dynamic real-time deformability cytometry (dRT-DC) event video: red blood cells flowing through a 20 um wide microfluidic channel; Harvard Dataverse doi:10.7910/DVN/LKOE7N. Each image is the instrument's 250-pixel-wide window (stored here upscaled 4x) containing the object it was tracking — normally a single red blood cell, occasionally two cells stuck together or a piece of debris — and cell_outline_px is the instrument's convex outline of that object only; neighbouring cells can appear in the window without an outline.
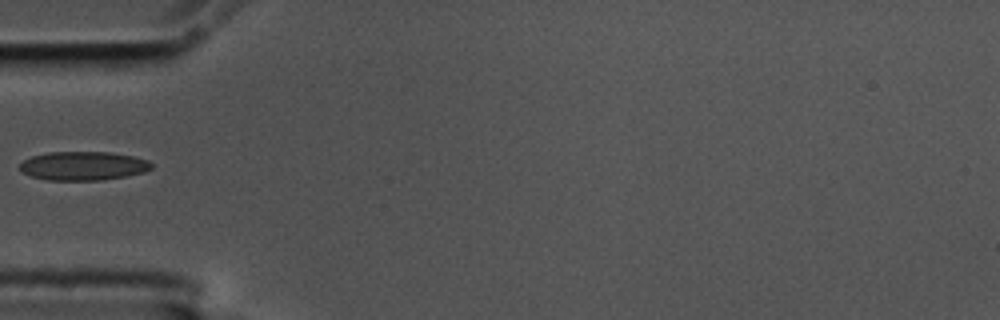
{"species": "common noctule bat (a hibernating species)", "species_latin": "Nyctalus noctula", "temperature_condition": "cold", "stored_images_in_passage": 20, "camera_frame_rate_fps": 3000, "um_per_image_px": 0.085, "animal": {"sex": "male", "body_mass_g": 17.5, "forearm_length_mm": 52.3}, "frame": {"image": 1, "passage_image": 1, "time_ms": 0.0, "image_size_px": [1000, 320], "cell_outline_px": [[152, 168], [144, 172], [124, 176], [100, 180], [48, 180], [32, 176], [20, 172], [20, 164], [24, 160], [32, 156], [48, 152], [108, 152], [132, 156], [148, 160], [152, 164]], "centroid_in_image_um": [7.06, 14.1], "position_along_channel_um": 77.9, "area_um2": 21.96}}
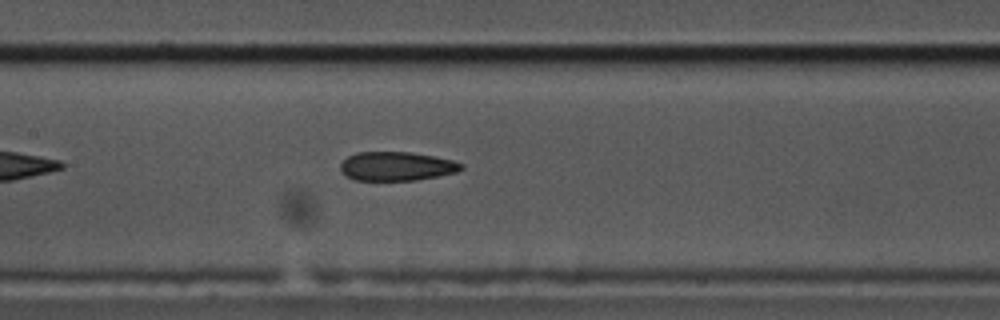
{"frame": {"image": 2, "passage_image": 9, "time_ms": 2.667, "image_size_px": [1000, 320], "cell_outline_px": [[464, 168], [456, 172], [416, 180], [356, 180], [348, 176], [340, 168], [340, 164], [348, 156], [356, 152], [408, 152], [432, 156], [452, 160], [464, 164]], "centroid_in_image_um": [33.72, 14.12], "position_along_channel_um": 173.7, "area_um2": 20.11}}
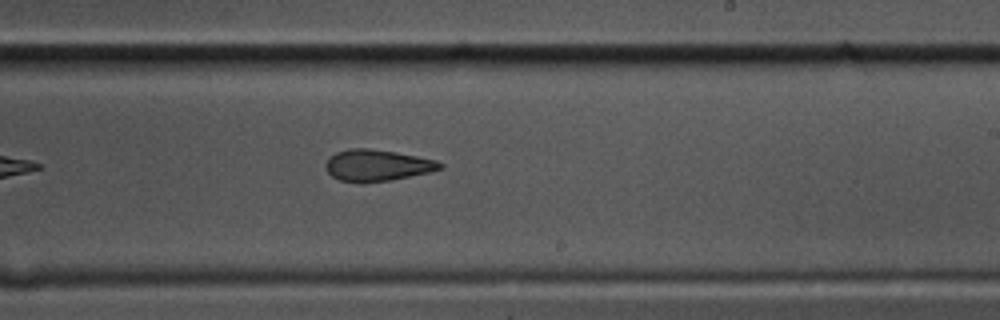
{"frame": {"image": 3, "passage_image": 16, "time_ms": 5.0, "image_size_px": [1000, 320], "cell_outline_px": [[444, 168], [428, 172], [388, 180], [364, 184], [360, 184], [340, 180], [332, 176], [324, 168], [324, 164], [328, 156], [336, 152], [348, 148], [368, 148], [396, 152], [436, 160], [444, 164]], "centroid_in_image_um": [31.99, 14.05], "position_along_channel_um": 257.0, "area_um2": 21.21}}